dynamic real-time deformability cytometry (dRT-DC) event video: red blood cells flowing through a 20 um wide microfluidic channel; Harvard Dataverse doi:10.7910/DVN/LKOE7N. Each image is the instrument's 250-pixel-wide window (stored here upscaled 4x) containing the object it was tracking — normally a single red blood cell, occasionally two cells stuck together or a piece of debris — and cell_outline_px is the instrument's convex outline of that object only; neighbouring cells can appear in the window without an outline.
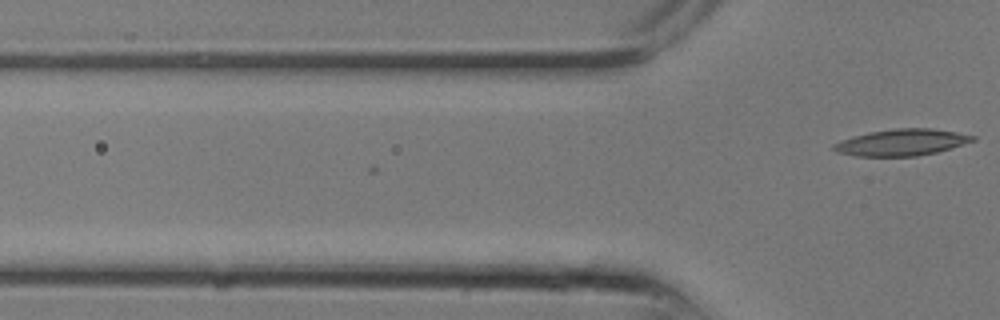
{"species": "common noctule bat (a hibernating species)", "species_latin": "Nyctalus noctula", "temperature_condition": "room temperature", "stored_images_in_passage": 2, "camera_frame_rate_fps": 3000, "um_per_image_px": 0.085, "animal": {"sex": "male", "body_mass_g": 13.3}, "frame": {"image": 1, "passage_image": 2, "time_ms": 0.333, "image_size_px": [1000, 320], "cell_outline_px": [[976, 140], [936, 152], [916, 156], [856, 156], [836, 152], [832, 148], [832, 144], [840, 140], [852, 136], [868, 132], [896, 128], [932, 128], [956, 132], [976, 136]], "centroid_in_image_um": [76.6, 12.1], "position_along_channel_um": 49.2, "area_um2": 21.5}}